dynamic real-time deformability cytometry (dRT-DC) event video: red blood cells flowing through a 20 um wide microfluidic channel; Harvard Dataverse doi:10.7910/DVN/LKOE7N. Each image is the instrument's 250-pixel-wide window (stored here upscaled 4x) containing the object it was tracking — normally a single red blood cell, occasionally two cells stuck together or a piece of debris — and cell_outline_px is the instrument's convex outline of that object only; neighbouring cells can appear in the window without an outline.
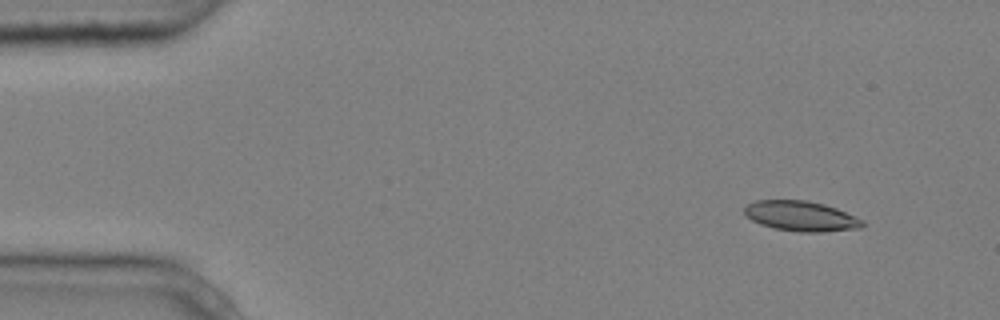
{"species": "common noctule bat (a hibernating species)", "species_latin": "Nyctalus noctula", "temperature_condition": "cold", "stored_images_in_passage": 5, "camera_frame_rate_fps": 3000, "um_per_image_px": 0.085, "animal": {"sex": "male", "body_mass_g": 20.4}, "frame": {"image": 1, "passage_image": 1, "time_ms": 0.0, "image_size_px": [1000, 320], "cell_outline_px": [[864, 224], [860, 228], [824, 232], [796, 232], [772, 228], [760, 224], [744, 216], [744, 208], [748, 204], [756, 200], [808, 200], [824, 204], [836, 208], [864, 220]], "centroid_in_image_um": [68.06, 18.37], "position_along_channel_um": 16.9, "area_um2": 20.92}}
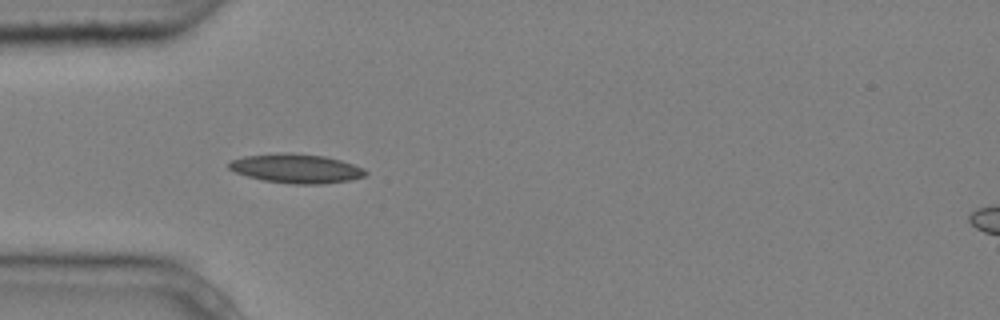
{"frame": {"image": 2, "passage_image": 4, "time_ms": 1.0, "image_size_px": [1000, 320], "cell_outline_px": [[368, 172], [364, 176], [348, 180], [320, 184], [292, 184], [264, 180], [248, 176], [236, 172], [228, 168], [228, 164], [232, 160], [244, 156], [284, 152], [292, 152], [324, 156], [340, 160], [364, 168]], "centroid_in_image_um": [25.18, 14.31], "position_along_channel_um": 59.8, "area_um2": 23.06}}
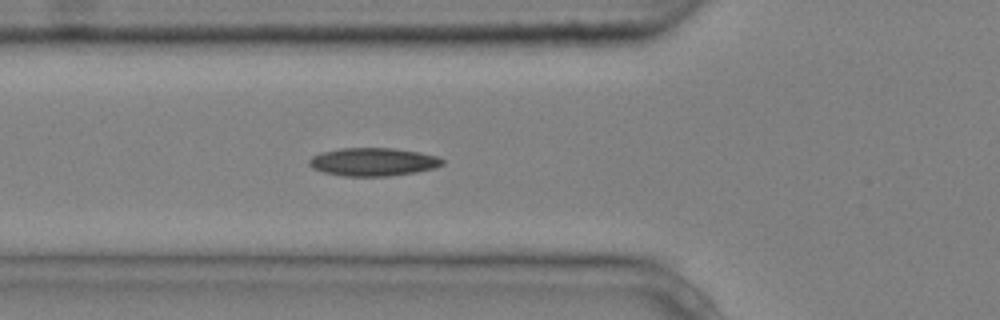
{"frame": {"image": 3, "passage_image": 5, "time_ms": 1.333, "image_size_px": [1000, 320], "cell_outline_px": [[444, 164], [436, 168], [416, 172], [388, 176], [344, 176], [324, 172], [312, 168], [308, 164], [308, 160], [312, 156], [320, 152], [340, 148], [392, 148], [420, 152], [436, 156], [444, 160]], "centroid_in_image_um": [31.71, 13.76], "position_along_channel_um": 94.1, "area_um2": 21.96}}